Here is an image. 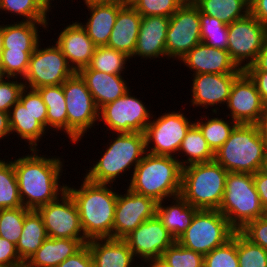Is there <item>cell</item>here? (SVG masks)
<instances>
[{
    "label": "cell",
    "mask_w": 267,
    "mask_h": 267,
    "mask_svg": "<svg viewBox=\"0 0 267 267\" xmlns=\"http://www.w3.org/2000/svg\"><path fill=\"white\" fill-rule=\"evenodd\" d=\"M180 61L193 72L192 75L202 73L241 74L243 72L232 61L227 50L210 47L202 42L190 50Z\"/></svg>",
    "instance_id": "cell-20"
},
{
    "label": "cell",
    "mask_w": 267,
    "mask_h": 267,
    "mask_svg": "<svg viewBox=\"0 0 267 267\" xmlns=\"http://www.w3.org/2000/svg\"><path fill=\"white\" fill-rule=\"evenodd\" d=\"M31 210L25 207L7 208L0 210V237L18 243L22 233L25 216Z\"/></svg>",
    "instance_id": "cell-40"
},
{
    "label": "cell",
    "mask_w": 267,
    "mask_h": 267,
    "mask_svg": "<svg viewBox=\"0 0 267 267\" xmlns=\"http://www.w3.org/2000/svg\"><path fill=\"white\" fill-rule=\"evenodd\" d=\"M130 61V57L124 52L117 51L107 46H98L88 66L82 69H92L107 74L124 75L125 70H127V63H130Z\"/></svg>",
    "instance_id": "cell-37"
},
{
    "label": "cell",
    "mask_w": 267,
    "mask_h": 267,
    "mask_svg": "<svg viewBox=\"0 0 267 267\" xmlns=\"http://www.w3.org/2000/svg\"><path fill=\"white\" fill-rule=\"evenodd\" d=\"M256 125L258 126L261 138L265 142L267 148V110L264 115L259 119Z\"/></svg>",
    "instance_id": "cell-56"
},
{
    "label": "cell",
    "mask_w": 267,
    "mask_h": 267,
    "mask_svg": "<svg viewBox=\"0 0 267 267\" xmlns=\"http://www.w3.org/2000/svg\"><path fill=\"white\" fill-rule=\"evenodd\" d=\"M123 240L128 244L135 259L139 258L140 264L161 258L163 252L176 241L157 215L145 220Z\"/></svg>",
    "instance_id": "cell-17"
},
{
    "label": "cell",
    "mask_w": 267,
    "mask_h": 267,
    "mask_svg": "<svg viewBox=\"0 0 267 267\" xmlns=\"http://www.w3.org/2000/svg\"><path fill=\"white\" fill-rule=\"evenodd\" d=\"M84 4L89 3H116V4H128L129 0H83Z\"/></svg>",
    "instance_id": "cell-58"
},
{
    "label": "cell",
    "mask_w": 267,
    "mask_h": 267,
    "mask_svg": "<svg viewBox=\"0 0 267 267\" xmlns=\"http://www.w3.org/2000/svg\"><path fill=\"white\" fill-rule=\"evenodd\" d=\"M78 73L86 82L99 110L123 96L131 88L122 75L107 74L92 69H81Z\"/></svg>",
    "instance_id": "cell-23"
},
{
    "label": "cell",
    "mask_w": 267,
    "mask_h": 267,
    "mask_svg": "<svg viewBox=\"0 0 267 267\" xmlns=\"http://www.w3.org/2000/svg\"><path fill=\"white\" fill-rule=\"evenodd\" d=\"M204 267H239L237 255V231L224 245L204 255Z\"/></svg>",
    "instance_id": "cell-42"
},
{
    "label": "cell",
    "mask_w": 267,
    "mask_h": 267,
    "mask_svg": "<svg viewBox=\"0 0 267 267\" xmlns=\"http://www.w3.org/2000/svg\"><path fill=\"white\" fill-rule=\"evenodd\" d=\"M227 174L215 160L187 165L182 169L180 195L197 209L218 210Z\"/></svg>",
    "instance_id": "cell-6"
},
{
    "label": "cell",
    "mask_w": 267,
    "mask_h": 267,
    "mask_svg": "<svg viewBox=\"0 0 267 267\" xmlns=\"http://www.w3.org/2000/svg\"><path fill=\"white\" fill-rule=\"evenodd\" d=\"M81 186L66 184V190L74 199L85 238H112L114 213L118 191L114 184L95 183L83 176Z\"/></svg>",
    "instance_id": "cell-2"
},
{
    "label": "cell",
    "mask_w": 267,
    "mask_h": 267,
    "mask_svg": "<svg viewBox=\"0 0 267 267\" xmlns=\"http://www.w3.org/2000/svg\"><path fill=\"white\" fill-rule=\"evenodd\" d=\"M52 1L54 0H43V2L50 8L52 9L53 7H55L52 3ZM56 1V0H55ZM53 5V6H52ZM52 7V8H51Z\"/></svg>",
    "instance_id": "cell-61"
},
{
    "label": "cell",
    "mask_w": 267,
    "mask_h": 267,
    "mask_svg": "<svg viewBox=\"0 0 267 267\" xmlns=\"http://www.w3.org/2000/svg\"><path fill=\"white\" fill-rule=\"evenodd\" d=\"M129 4L142 17H171L184 4V2L182 0H130Z\"/></svg>",
    "instance_id": "cell-44"
},
{
    "label": "cell",
    "mask_w": 267,
    "mask_h": 267,
    "mask_svg": "<svg viewBox=\"0 0 267 267\" xmlns=\"http://www.w3.org/2000/svg\"><path fill=\"white\" fill-rule=\"evenodd\" d=\"M201 42L214 48L227 50L229 41L228 25L220 19L200 12Z\"/></svg>",
    "instance_id": "cell-39"
},
{
    "label": "cell",
    "mask_w": 267,
    "mask_h": 267,
    "mask_svg": "<svg viewBox=\"0 0 267 267\" xmlns=\"http://www.w3.org/2000/svg\"><path fill=\"white\" fill-rule=\"evenodd\" d=\"M48 238L43 218L37 210H31L24 219L23 229L16 249L25 264Z\"/></svg>",
    "instance_id": "cell-31"
},
{
    "label": "cell",
    "mask_w": 267,
    "mask_h": 267,
    "mask_svg": "<svg viewBox=\"0 0 267 267\" xmlns=\"http://www.w3.org/2000/svg\"><path fill=\"white\" fill-rule=\"evenodd\" d=\"M266 152L256 124H237L214 160L228 172L255 174L262 168Z\"/></svg>",
    "instance_id": "cell-5"
},
{
    "label": "cell",
    "mask_w": 267,
    "mask_h": 267,
    "mask_svg": "<svg viewBox=\"0 0 267 267\" xmlns=\"http://www.w3.org/2000/svg\"><path fill=\"white\" fill-rule=\"evenodd\" d=\"M0 11L12 14L11 17L22 16L23 22H48V14L53 10L43 0H0Z\"/></svg>",
    "instance_id": "cell-36"
},
{
    "label": "cell",
    "mask_w": 267,
    "mask_h": 267,
    "mask_svg": "<svg viewBox=\"0 0 267 267\" xmlns=\"http://www.w3.org/2000/svg\"><path fill=\"white\" fill-rule=\"evenodd\" d=\"M200 10L194 3H184L170 17L166 35V59L180 60L201 43Z\"/></svg>",
    "instance_id": "cell-14"
},
{
    "label": "cell",
    "mask_w": 267,
    "mask_h": 267,
    "mask_svg": "<svg viewBox=\"0 0 267 267\" xmlns=\"http://www.w3.org/2000/svg\"><path fill=\"white\" fill-rule=\"evenodd\" d=\"M37 211L43 218L48 238L86 239L77 205L67 190Z\"/></svg>",
    "instance_id": "cell-15"
},
{
    "label": "cell",
    "mask_w": 267,
    "mask_h": 267,
    "mask_svg": "<svg viewBox=\"0 0 267 267\" xmlns=\"http://www.w3.org/2000/svg\"><path fill=\"white\" fill-rule=\"evenodd\" d=\"M0 267H24L16 245L0 237Z\"/></svg>",
    "instance_id": "cell-49"
},
{
    "label": "cell",
    "mask_w": 267,
    "mask_h": 267,
    "mask_svg": "<svg viewBox=\"0 0 267 267\" xmlns=\"http://www.w3.org/2000/svg\"><path fill=\"white\" fill-rule=\"evenodd\" d=\"M5 160L0 158V210L23 206L13 162Z\"/></svg>",
    "instance_id": "cell-38"
},
{
    "label": "cell",
    "mask_w": 267,
    "mask_h": 267,
    "mask_svg": "<svg viewBox=\"0 0 267 267\" xmlns=\"http://www.w3.org/2000/svg\"><path fill=\"white\" fill-rule=\"evenodd\" d=\"M129 90L115 101L104 105L99 110V121L110 133H144L150 120L154 117L143 100L132 95ZM153 114V115H152Z\"/></svg>",
    "instance_id": "cell-11"
},
{
    "label": "cell",
    "mask_w": 267,
    "mask_h": 267,
    "mask_svg": "<svg viewBox=\"0 0 267 267\" xmlns=\"http://www.w3.org/2000/svg\"><path fill=\"white\" fill-rule=\"evenodd\" d=\"M41 45L44 44L40 42L30 56L28 70L22 79L24 86L38 89L42 86L62 85L75 71L55 42L45 48Z\"/></svg>",
    "instance_id": "cell-12"
},
{
    "label": "cell",
    "mask_w": 267,
    "mask_h": 267,
    "mask_svg": "<svg viewBox=\"0 0 267 267\" xmlns=\"http://www.w3.org/2000/svg\"><path fill=\"white\" fill-rule=\"evenodd\" d=\"M56 267H95L89 247L85 244L73 256L68 257Z\"/></svg>",
    "instance_id": "cell-50"
},
{
    "label": "cell",
    "mask_w": 267,
    "mask_h": 267,
    "mask_svg": "<svg viewBox=\"0 0 267 267\" xmlns=\"http://www.w3.org/2000/svg\"><path fill=\"white\" fill-rule=\"evenodd\" d=\"M141 267H170V266L161 258H156L142 263Z\"/></svg>",
    "instance_id": "cell-57"
},
{
    "label": "cell",
    "mask_w": 267,
    "mask_h": 267,
    "mask_svg": "<svg viewBox=\"0 0 267 267\" xmlns=\"http://www.w3.org/2000/svg\"><path fill=\"white\" fill-rule=\"evenodd\" d=\"M255 82L262 101L267 105V71H245Z\"/></svg>",
    "instance_id": "cell-51"
},
{
    "label": "cell",
    "mask_w": 267,
    "mask_h": 267,
    "mask_svg": "<svg viewBox=\"0 0 267 267\" xmlns=\"http://www.w3.org/2000/svg\"><path fill=\"white\" fill-rule=\"evenodd\" d=\"M47 106V131L53 129L67 134V110L62 85L42 86L37 89ZM59 131V132H58Z\"/></svg>",
    "instance_id": "cell-32"
},
{
    "label": "cell",
    "mask_w": 267,
    "mask_h": 267,
    "mask_svg": "<svg viewBox=\"0 0 267 267\" xmlns=\"http://www.w3.org/2000/svg\"><path fill=\"white\" fill-rule=\"evenodd\" d=\"M237 124H257L267 110L255 82L243 71L233 82L226 106Z\"/></svg>",
    "instance_id": "cell-16"
},
{
    "label": "cell",
    "mask_w": 267,
    "mask_h": 267,
    "mask_svg": "<svg viewBox=\"0 0 267 267\" xmlns=\"http://www.w3.org/2000/svg\"><path fill=\"white\" fill-rule=\"evenodd\" d=\"M161 259L170 267H204V255L181 246L177 241L163 252Z\"/></svg>",
    "instance_id": "cell-43"
},
{
    "label": "cell",
    "mask_w": 267,
    "mask_h": 267,
    "mask_svg": "<svg viewBox=\"0 0 267 267\" xmlns=\"http://www.w3.org/2000/svg\"><path fill=\"white\" fill-rule=\"evenodd\" d=\"M182 169L173 156L146 153L129 177L126 188L159 203L180 195Z\"/></svg>",
    "instance_id": "cell-4"
},
{
    "label": "cell",
    "mask_w": 267,
    "mask_h": 267,
    "mask_svg": "<svg viewBox=\"0 0 267 267\" xmlns=\"http://www.w3.org/2000/svg\"><path fill=\"white\" fill-rule=\"evenodd\" d=\"M240 232L267 251V214L249 222Z\"/></svg>",
    "instance_id": "cell-48"
},
{
    "label": "cell",
    "mask_w": 267,
    "mask_h": 267,
    "mask_svg": "<svg viewBox=\"0 0 267 267\" xmlns=\"http://www.w3.org/2000/svg\"><path fill=\"white\" fill-rule=\"evenodd\" d=\"M184 3H195L197 0H182Z\"/></svg>",
    "instance_id": "cell-63"
},
{
    "label": "cell",
    "mask_w": 267,
    "mask_h": 267,
    "mask_svg": "<svg viewBox=\"0 0 267 267\" xmlns=\"http://www.w3.org/2000/svg\"><path fill=\"white\" fill-rule=\"evenodd\" d=\"M9 125L11 134L17 136L18 140L22 139L29 146L28 149H38V143L46 136L48 132L26 109V107L18 101L9 112ZM17 133V134H15Z\"/></svg>",
    "instance_id": "cell-30"
},
{
    "label": "cell",
    "mask_w": 267,
    "mask_h": 267,
    "mask_svg": "<svg viewBox=\"0 0 267 267\" xmlns=\"http://www.w3.org/2000/svg\"><path fill=\"white\" fill-rule=\"evenodd\" d=\"M75 21L66 27L64 25L55 43L61 49L70 67L75 72H79L88 66L97 46L88 37L79 21Z\"/></svg>",
    "instance_id": "cell-21"
},
{
    "label": "cell",
    "mask_w": 267,
    "mask_h": 267,
    "mask_svg": "<svg viewBox=\"0 0 267 267\" xmlns=\"http://www.w3.org/2000/svg\"><path fill=\"white\" fill-rule=\"evenodd\" d=\"M86 244L95 267H141L123 239H92Z\"/></svg>",
    "instance_id": "cell-24"
},
{
    "label": "cell",
    "mask_w": 267,
    "mask_h": 267,
    "mask_svg": "<svg viewBox=\"0 0 267 267\" xmlns=\"http://www.w3.org/2000/svg\"><path fill=\"white\" fill-rule=\"evenodd\" d=\"M250 14L267 28V0H250Z\"/></svg>",
    "instance_id": "cell-53"
},
{
    "label": "cell",
    "mask_w": 267,
    "mask_h": 267,
    "mask_svg": "<svg viewBox=\"0 0 267 267\" xmlns=\"http://www.w3.org/2000/svg\"><path fill=\"white\" fill-rule=\"evenodd\" d=\"M62 88L67 110V135L71 143L75 145L93 126L101 124L98 123L99 108L86 82L78 72L69 77L62 84Z\"/></svg>",
    "instance_id": "cell-8"
},
{
    "label": "cell",
    "mask_w": 267,
    "mask_h": 267,
    "mask_svg": "<svg viewBox=\"0 0 267 267\" xmlns=\"http://www.w3.org/2000/svg\"><path fill=\"white\" fill-rule=\"evenodd\" d=\"M166 201H171V204ZM198 210L181 195L162 200L156 205V215L175 240L191 225L192 219Z\"/></svg>",
    "instance_id": "cell-29"
},
{
    "label": "cell",
    "mask_w": 267,
    "mask_h": 267,
    "mask_svg": "<svg viewBox=\"0 0 267 267\" xmlns=\"http://www.w3.org/2000/svg\"><path fill=\"white\" fill-rule=\"evenodd\" d=\"M245 71H267V35L255 62L245 69Z\"/></svg>",
    "instance_id": "cell-54"
},
{
    "label": "cell",
    "mask_w": 267,
    "mask_h": 267,
    "mask_svg": "<svg viewBox=\"0 0 267 267\" xmlns=\"http://www.w3.org/2000/svg\"><path fill=\"white\" fill-rule=\"evenodd\" d=\"M170 17L144 16L140 22L139 34L133 56L130 58L155 60L166 57V35ZM137 57V58H135Z\"/></svg>",
    "instance_id": "cell-22"
},
{
    "label": "cell",
    "mask_w": 267,
    "mask_h": 267,
    "mask_svg": "<svg viewBox=\"0 0 267 267\" xmlns=\"http://www.w3.org/2000/svg\"><path fill=\"white\" fill-rule=\"evenodd\" d=\"M214 114H216V117H213ZM214 114L211 118L208 114H206L207 116L201 115L200 120L197 118L198 120L195 119L194 123L199 127L211 150L215 153L229 138L237 123L227 115L225 119L217 117V114L220 116L219 112H214ZM227 118H229V121Z\"/></svg>",
    "instance_id": "cell-35"
},
{
    "label": "cell",
    "mask_w": 267,
    "mask_h": 267,
    "mask_svg": "<svg viewBox=\"0 0 267 267\" xmlns=\"http://www.w3.org/2000/svg\"><path fill=\"white\" fill-rule=\"evenodd\" d=\"M235 231L267 214L253 181V174L228 172L222 202L218 209Z\"/></svg>",
    "instance_id": "cell-7"
},
{
    "label": "cell",
    "mask_w": 267,
    "mask_h": 267,
    "mask_svg": "<svg viewBox=\"0 0 267 267\" xmlns=\"http://www.w3.org/2000/svg\"><path fill=\"white\" fill-rule=\"evenodd\" d=\"M173 111V112H172ZM164 112L151 119L144 131L146 152L152 155L176 157L182 141L194 121L187 118L185 112Z\"/></svg>",
    "instance_id": "cell-10"
},
{
    "label": "cell",
    "mask_w": 267,
    "mask_h": 267,
    "mask_svg": "<svg viewBox=\"0 0 267 267\" xmlns=\"http://www.w3.org/2000/svg\"><path fill=\"white\" fill-rule=\"evenodd\" d=\"M261 170H262L265 174H267V152H266L265 159H264V161H263V165H262Z\"/></svg>",
    "instance_id": "cell-60"
},
{
    "label": "cell",
    "mask_w": 267,
    "mask_h": 267,
    "mask_svg": "<svg viewBox=\"0 0 267 267\" xmlns=\"http://www.w3.org/2000/svg\"><path fill=\"white\" fill-rule=\"evenodd\" d=\"M266 35L267 28L250 13L228 25L227 51L239 69L245 71L255 62Z\"/></svg>",
    "instance_id": "cell-13"
},
{
    "label": "cell",
    "mask_w": 267,
    "mask_h": 267,
    "mask_svg": "<svg viewBox=\"0 0 267 267\" xmlns=\"http://www.w3.org/2000/svg\"><path fill=\"white\" fill-rule=\"evenodd\" d=\"M125 4L116 3H89L86 9L89 11V18L86 22H79L86 30L88 37L98 46H107L112 29L116 22L118 11Z\"/></svg>",
    "instance_id": "cell-25"
},
{
    "label": "cell",
    "mask_w": 267,
    "mask_h": 267,
    "mask_svg": "<svg viewBox=\"0 0 267 267\" xmlns=\"http://www.w3.org/2000/svg\"><path fill=\"white\" fill-rule=\"evenodd\" d=\"M3 50V25H0V55Z\"/></svg>",
    "instance_id": "cell-59"
},
{
    "label": "cell",
    "mask_w": 267,
    "mask_h": 267,
    "mask_svg": "<svg viewBox=\"0 0 267 267\" xmlns=\"http://www.w3.org/2000/svg\"><path fill=\"white\" fill-rule=\"evenodd\" d=\"M50 22H23L14 21L13 24L3 23V50L2 51H21L34 52L40 39L39 26L44 30L50 31Z\"/></svg>",
    "instance_id": "cell-28"
},
{
    "label": "cell",
    "mask_w": 267,
    "mask_h": 267,
    "mask_svg": "<svg viewBox=\"0 0 267 267\" xmlns=\"http://www.w3.org/2000/svg\"><path fill=\"white\" fill-rule=\"evenodd\" d=\"M7 77L4 75V73H3V70H2V67H1V65H0V83L4 80V79H6Z\"/></svg>",
    "instance_id": "cell-62"
},
{
    "label": "cell",
    "mask_w": 267,
    "mask_h": 267,
    "mask_svg": "<svg viewBox=\"0 0 267 267\" xmlns=\"http://www.w3.org/2000/svg\"><path fill=\"white\" fill-rule=\"evenodd\" d=\"M111 134L112 138L109 139L111 141L106 143L104 153H101L98 160L93 161L92 166L85 169L86 173L83 176L92 182L103 184L118 182L117 178H121L128 171L131 170L130 173L133 174L135 167L147 153L144 133Z\"/></svg>",
    "instance_id": "cell-3"
},
{
    "label": "cell",
    "mask_w": 267,
    "mask_h": 267,
    "mask_svg": "<svg viewBox=\"0 0 267 267\" xmlns=\"http://www.w3.org/2000/svg\"><path fill=\"white\" fill-rule=\"evenodd\" d=\"M240 74L202 73L192 75L191 106L212 108V113L219 112L221 106L227 104L234 80ZM217 105L219 107H217ZM215 107V108H214ZM219 108V109H218Z\"/></svg>",
    "instance_id": "cell-19"
},
{
    "label": "cell",
    "mask_w": 267,
    "mask_h": 267,
    "mask_svg": "<svg viewBox=\"0 0 267 267\" xmlns=\"http://www.w3.org/2000/svg\"><path fill=\"white\" fill-rule=\"evenodd\" d=\"M239 267H267V251L237 231Z\"/></svg>",
    "instance_id": "cell-41"
},
{
    "label": "cell",
    "mask_w": 267,
    "mask_h": 267,
    "mask_svg": "<svg viewBox=\"0 0 267 267\" xmlns=\"http://www.w3.org/2000/svg\"><path fill=\"white\" fill-rule=\"evenodd\" d=\"M33 52L2 51L0 65L3 73L9 78L23 79L29 66L30 56Z\"/></svg>",
    "instance_id": "cell-45"
},
{
    "label": "cell",
    "mask_w": 267,
    "mask_h": 267,
    "mask_svg": "<svg viewBox=\"0 0 267 267\" xmlns=\"http://www.w3.org/2000/svg\"><path fill=\"white\" fill-rule=\"evenodd\" d=\"M11 135L9 114L0 111V141Z\"/></svg>",
    "instance_id": "cell-55"
},
{
    "label": "cell",
    "mask_w": 267,
    "mask_h": 267,
    "mask_svg": "<svg viewBox=\"0 0 267 267\" xmlns=\"http://www.w3.org/2000/svg\"><path fill=\"white\" fill-rule=\"evenodd\" d=\"M142 16L128 3L117 14L107 47L124 52L130 58L134 54Z\"/></svg>",
    "instance_id": "cell-26"
},
{
    "label": "cell",
    "mask_w": 267,
    "mask_h": 267,
    "mask_svg": "<svg viewBox=\"0 0 267 267\" xmlns=\"http://www.w3.org/2000/svg\"><path fill=\"white\" fill-rule=\"evenodd\" d=\"M235 230L219 210L199 209L186 231L176 240L181 246L206 255L224 245Z\"/></svg>",
    "instance_id": "cell-9"
},
{
    "label": "cell",
    "mask_w": 267,
    "mask_h": 267,
    "mask_svg": "<svg viewBox=\"0 0 267 267\" xmlns=\"http://www.w3.org/2000/svg\"><path fill=\"white\" fill-rule=\"evenodd\" d=\"M253 181L260 201L267 212V174L260 169L253 174Z\"/></svg>",
    "instance_id": "cell-52"
},
{
    "label": "cell",
    "mask_w": 267,
    "mask_h": 267,
    "mask_svg": "<svg viewBox=\"0 0 267 267\" xmlns=\"http://www.w3.org/2000/svg\"><path fill=\"white\" fill-rule=\"evenodd\" d=\"M125 194L118 192L112 239H123L131 231L135 230L145 220L156 215V205L152 198L124 189Z\"/></svg>",
    "instance_id": "cell-18"
},
{
    "label": "cell",
    "mask_w": 267,
    "mask_h": 267,
    "mask_svg": "<svg viewBox=\"0 0 267 267\" xmlns=\"http://www.w3.org/2000/svg\"><path fill=\"white\" fill-rule=\"evenodd\" d=\"M87 242V239L47 238L24 267H56L78 252Z\"/></svg>",
    "instance_id": "cell-27"
},
{
    "label": "cell",
    "mask_w": 267,
    "mask_h": 267,
    "mask_svg": "<svg viewBox=\"0 0 267 267\" xmlns=\"http://www.w3.org/2000/svg\"><path fill=\"white\" fill-rule=\"evenodd\" d=\"M19 101L28 109L34 118L47 130V106L37 89L24 87Z\"/></svg>",
    "instance_id": "cell-46"
},
{
    "label": "cell",
    "mask_w": 267,
    "mask_h": 267,
    "mask_svg": "<svg viewBox=\"0 0 267 267\" xmlns=\"http://www.w3.org/2000/svg\"><path fill=\"white\" fill-rule=\"evenodd\" d=\"M180 154L186 156V159H182L183 156ZM177 155L175 158L182 167H185L190 164L213 161L215 153L211 150L199 127L194 123L186 133Z\"/></svg>",
    "instance_id": "cell-33"
},
{
    "label": "cell",
    "mask_w": 267,
    "mask_h": 267,
    "mask_svg": "<svg viewBox=\"0 0 267 267\" xmlns=\"http://www.w3.org/2000/svg\"><path fill=\"white\" fill-rule=\"evenodd\" d=\"M20 81V82H19ZM22 79L7 77L0 83V111L8 113L19 101L21 91L24 88Z\"/></svg>",
    "instance_id": "cell-47"
},
{
    "label": "cell",
    "mask_w": 267,
    "mask_h": 267,
    "mask_svg": "<svg viewBox=\"0 0 267 267\" xmlns=\"http://www.w3.org/2000/svg\"><path fill=\"white\" fill-rule=\"evenodd\" d=\"M39 151L31 149L30 154L11 159L20 200L23 207L30 210H37L40 206L56 200L66 191V184L60 182L65 161L60 156L41 155Z\"/></svg>",
    "instance_id": "cell-1"
},
{
    "label": "cell",
    "mask_w": 267,
    "mask_h": 267,
    "mask_svg": "<svg viewBox=\"0 0 267 267\" xmlns=\"http://www.w3.org/2000/svg\"><path fill=\"white\" fill-rule=\"evenodd\" d=\"M201 13L220 19L229 25L250 13V0H197Z\"/></svg>",
    "instance_id": "cell-34"
}]
</instances>
